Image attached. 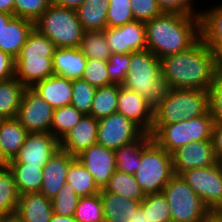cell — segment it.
Wrapping results in <instances>:
<instances>
[{
	"label": "cell",
	"instance_id": "f546056e",
	"mask_svg": "<svg viewBox=\"0 0 222 222\" xmlns=\"http://www.w3.org/2000/svg\"><path fill=\"white\" fill-rule=\"evenodd\" d=\"M151 137L143 133L137 140L124 145L115 151L116 170L134 175L141 163L142 145Z\"/></svg>",
	"mask_w": 222,
	"mask_h": 222
},
{
	"label": "cell",
	"instance_id": "8d00e7d4",
	"mask_svg": "<svg viewBox=\"0 0 222 222\" xmlns=\"http://www.w3.org/2000/svg\"><path fill=\"white\" fill-rule=\"evenodd\" d=\"M79 48L87 59L108 61L112 54L104 31H85Z\"/></svg>",
	"mask_w": 222,
	"mask_h": 222
},
{
	"label": "cell",
	"instance_id": "603a6c76",
	"mask_svg": "<svg viewBox=\"0 0 222 222\" xmlns=\"http://www.w3.org/2000/svg\"><path fill=\"white\" fill-rule=\"evenodd\" d=\"M104 222H129L140 209L141 201L113 192H100Z\"/></svg>",
	"mask_w": 222,
	"mask_h": 222
},
{
	"label": "cell",
	"instance_id": "4fadbf2b",
	"mask_svg": "<svg viewBox=\"0 0 222 222\" xmlns=\"http://www.w3.org/2000/svg\"><path fill=\"white\" fill-rule=\"evenodd\" d=\"M59 149L60 141L51 133H28L17 155L8 162L43 168Z\"/></svg>",
	"mask_w": 222,
	"mask_h": 222
},
{
	"label": "cell",
	"instance_id": "d6a6232c",
	"mask_svg": "<svg viewBox=\"0 0 222 222\" xmlns=\"http://www.w3.org/2000/svg\"><path fill=\"white\" fill-rule=\"evenodd\" d=\"M100 192H113L123 197L141 201L145 194L141 190L134 175L115 171L108 184Z\"/></svg>",
	"mask_w": 222,
	"mask_h": 222
},
{
	"label": "cell",
	"instance_id": "4316f807",
	"mask_svg": "<svg viewBox=\"0 0 222 222\" xmlns=\"http://www.w3.org/2000/svg\"><path fill=\"white\" fill-rule=\"evenodd\" d=\"M109 0H85L76 13L85 31H103L107 27Z\"/></svg>",
	"mask_w": 222,
	"mask_h": 222
},
{
	"label": "cell",
	"instance_id": "db71d44e",
	"mask_svg": "<svg viewBox=\"0 0 222 222\" xmlns=\"http://www.w3.org/2000/svg\"><path fill=\"white\" fill-rule=\"evenodd\" d=\"M0 222H23L21 217L15 212L7 215H0Z\"/></svg>",
	"mask_w": 222,
	"mask_h": 222
},
{
	"label": "cell",
	"instance_id": "83f0119b",
	"mask_svg": "<svg viewBox=\"0 0 222 222\" xmlns=\"http://www.w3.org/2000/svg\"><path fill=\"white\" fill-rule=\"evenodd\" d=\"M6 166L13 173L19 196L25 193L40 192L43 181V168L25 166L21 162H7Z\"/></svg>",
	"mask_w": 222,
	"mask_h": 222
},
{
	"label": "cell",
	"instance_id": "f5cc1de1",
	"mask_svg": "<svg viewBox=\"0 0 222 222\" xmlns=\"http://www.w3.org/2000/svg\"><path fill=\"white\" fill-rule=\"evenodd\" d=\"M0 12L14 15V0H0Z\"/></svg>",
	"mask_w": 222,
	"mask_h": 222
},
{
	"label": "cell",
	"instance_id": "5b68a950",
	"mask_svg": "<svg viewBox=\"0 0 222 222\" xmlns=\"http://www.w3.org/2000/svg\"><path fill=\"white\" fill-rule=\"evenodd\" d=\"M121 86L155 105L165 90L160 59L148 49L130 53V65Z\"/></svg>",
	"mask_w": 222,
	"mask_h": 222
},
{
	"label": "cell",
	"instance_id": "836d02e7",
	"mask_svg": "<svg viewBox=\"0 0 222 222\" xmlns=\"http://www.w3.org/2000/svg\"><path fill=\"white\" fill-rule=\"evenodd\" d=\"M19 193L13 173L7 166L0 168V215L17 211Z\"/></svg>",
	"mask_w": 222,
	"mask_h": 222
},
{
	"label": "cell",
	"instance_id": "816d5d0a",
	"mask_svg": "<svg viewBox=\"0 0 222 222\" xmlns=\"http://www.w3.org/2000/svg\"><path fill=\"white\" fill-rule=\"evenodd\" d=\"M203 222H222V211L210 210L205 216Z\"/></svg>",
	"mask_w": 222,
	"mask_h": 222
},
{
	"label": "cell",
	"instance_id": "c3c4849f",
	"mask_svg": "<svg viewBox=\"0 0 222 222\" xmlns=\"http://www.w3.org/2000/svg\"><path fill=\"white\" fill-rule=\"evenodd\" d=\"M15 59L0 50V81L15 77Z\"/></svg>",
	"mask_w": 222,
	"mask_h": 222
},
{
	"label": "cell",
	"instance_id": "52a82bcc",
	"mask_svg": "<svg viewBox=\"0 0 222 222\" xmlns=\"http://www.w3.org/2000/svg\"><path fill=\"white\" fill-rule=\"evenodd\" d=\"M214 120L209 111L193 119L172 124H153L151 137L165 151L172 154L191 142L212 139Z\"/></svg>",
	"mask_w": 222,
	"mask_h": 222
},
{
	"label": "cell",
	"instance_id": "277c9868",
	"mask_svg": "<svg viewBox=\"0 0 222 222\" xmlns=\"http://www.w3.org/2000/svg\"><path fill=\"white\" fill-rule=\"evenodd\" d=\"M209 111V92L197 89L165 88L154 105L153 124H172L205 115Z\"/></svg>",
	"mask_w": 222,
	"mask_h": 222
},
{
	"label": "cell",
	"instance_id": "6da1fadb",
	"mask_svg": "<svg viewBox=\"0 0 222 222\" xmlns=\"http://www.w3.org/2000/svg\"><path fill=\"white\" fill-rule=\"evenodd\" d=\"M160 61L165 88L209 91L217 73L215 53L201 38L188 49Z\"/></svg>",
	"mask_w": 222,
	"mask_h": 222
},
{
	"label": "cell",
	"instance_id": "4dcf8cb0",
	"mask_svg": "<svg viewBox=\"0 0 222 222\" xmlns=\"http://www.w3.org/2000/svg\"><path fill=\"white\" fill-rule=\"evenodd\" d=\"M119 84H110L96 88L90 116L99 120L117 112Z\"/></svg>",
	"mask_w": 222,
	"mask_h": 222
},
{
	"label": "cell",
	"instance_id": "e0dca14e",
	"mask_svg": "<svg viewBox=\"0 0 222 222\" xmlns=\"http://www.w3.org/2000/svg\"><path fill=\"white\" fill-rule=\"evenodd\" d=\"M173 171L181 175L189 169L212 166L218 163L212 140L191 142L172 153Z\"/></svg>",
	"mask_w": 222,
	"mask_h": 222
},
{
	"label": "cell",
	"instance_id": "bcb514c9",
	"mask_svg": "<svg viewBox=\"0 0 222 222\" xmlns=\"http://www.w3.org/2000/svg\"><path fill=\"white\" fill-rule=\"evenodd\" d=\"M208 92L209 113L214 123H222V74L216 73Z\"/></svg>",
	"mask_w": 222,
	"mask_h": 222
},
{
	"label": "cell",
	"instance_id": "91938a15",
	"mask_svg": "<svg viewBox=\"0 0 222 222\" xmlns=\"http://www.w3.org/2000/svg\"><path fill=\"white\" fill-rule=\"evenodd\" d=\"M6 164H7V161L2 157L1 151H0V166L4 167L6 166Z\"/></svg>",
	"mask_w": 222,
	"mask_h": 222
},
{
	"label": "cell",
	"instance_id": "60d3db41",
	"mask_svg": "<svg viewBox=\"0 0 222 222\" xmlns=\"http://www.w3.org/2000/svg\"><path fill=\"white\" fill-rule=\"evenodd\" d=\"M134 21L130 0H109L107 27L114 28Z\"/></svg>",
	"mask_w": 222,
	"mask_h": 222
},
{
	"label": "cell",
	"instance_id": "680465c9",
	"mask_svg": "<svg viewBox=\"0 0 222 222\" xmlns=\"http://www.w3.org/2000/svg\"><path fill=\"white\" fill-rule=\"evenodd\" d=\"M129 222H146L145 213L139 209L136 214H134Z\"/></svg>",
	"mask_w": 222,
	"mask_h": 222
},
{
	"label": "cell",
	"instance_id": "7bdbcfd3",
	"mask_svg": "<svg viewBox=\"0 0 222 222\" xmlns=\"http://www.w3.org/2000/svg\"><path fill=\"white\" fill-rule=\"evenodd\" d=\"M52 0H14V16L35 22Z\"/></svg>",
	"mask_w": 222,
	"mask_h": 222
},
{
	"label": "cell",
	"instance_id": "d6986e66",
	"mask_svg": "<svg viewBox=\"0 0 222 222\" xmlns=\"http://www.w3.org/2000/svg\"><path fill=\"white\" fill-rule=\"evenodd\" d=\"M98 120L90 115L84 117L60 141V149L77 157L97 143Z\"/></svg>",
	"mask_w": 222,
	"mask_h": 222
},
{
	"label": "cell",
	"instance_id": "e575fe53",
	"mask_svg": "<svg viewBox=\"0 0 222 222\" xmlns=\"http://www.w3.org/2000/svg\"><path fill=\"white\" fill-rule=\"evenodd\" d=\"M83 117L84 114L71 104L54 109L51 134L61 141Z\"/></svg>",
	"mask_w": 222,
	"mask_h": 222
},
{
	"label": "cell",
	"instance_id": "ee69618b",
	"mask_svg": "<svg viewBox=\"0 0 222 222\" xmlns=\"http://www.w3.org/2000/svg\"><path fill=\"white\" fill-rule=\"evenodd\" d=\"M130 65V54L112 53L107 61V73L112 84L122 85L128 66Z\"/></svg>",
	"mask_w": 222,
	"mask_h": 222
},
{
	"label": "cell",
	"instance_id": "11a10c76",
	"mask_svg": "<svg viewBox=\"0 0 222 222\" xmlns=\"http://www.w3.org/2000/svg\"><path fill=\"white\" fill-rule=\"evenodd\" d=\"M50 222H78L73 216H62L53 213Z\"/></svg>",
	"mask_w": 222,
	"mask_h": 222
},
{
	"label": "cell",
	"instance_id": "7c38bea8",
	"mask_svg": "<svg viewBox=\"0 0 222 222\" xmlns=\"http://www.w3.org/2000/svg\"><path fill=\"white\" fill-rule=\"evenodd\" d=\"M143 133L131 120L116 112L98 120L97 143L116 150L137 140Z\"/></svg>",
	"mask_w": 222,
	"mask_h": 222
},
{
	"label": "cell",
	"instance_id": "ffe728a7",
	"mask_svg": "<svg viewBox=\"0 0 222 222\" xmlns=\"http://www.w3.org/2000/svg\"><path fill=\"white\" fill-rule=\"evenodd\" d=\"M87 61L88 59L79 47H58L52 58L54 75L76 81L83 77Z\"/></svg>",
	"mask_w": 222,
	"mask_h": 222
},
{
	"label": "cell",
	"instance_id": "ba28073f",
	"mask_svg": "<svg viewBox=\"0 0 222 222\" xmlns=\"http://www.w3.org/2000/svg\"><path fill=\"white\" fill-rule=\"evenodd\" d=\"M172 154L150 137L143 145L141 163L134 176L144 194L162 193L174 176Z\"/></svg>",
	"mask_w": 222,
	"mask_h": 222
},
{
	"label": "cell",
	"instance_id": "74e56055",
	"mask_svg": "<svg viewBox=\"0 0 222 222\" xmlns=\"http://www.w3.org/2000/svg\"><path fill=\"white\" fill-rule=\"evenodd\" d=\"M73 217L78 222H104L100 193L79 197Z\"/></svg>",
	"mask_w": 222,
	"mask_h": 222
},
{
	"label": "cell",
	"instance_id": "7dc6e473",
	"mask_svg": "<svg viewBox=\"0 0 222 222\" xmlns=\"http://www.w3.org/2000/svg\"><path fill=\"white\" fill-rule=\"evenodd\" d=\"M163 13H180L200 17L202 11L195 10L193 0H156ZM198 0H196L197 2ZM198 10V11H197Z\"/></svg>",
	"mask_w": 222,
	"mask_h": 222
},
{
	"label": "cell",
	"instance_id": "2e32d148",
	"mask_svg": "<svg viewBox=\"0 0 222 222\" xmlns=\"http://www.w3.org/2000/svg\"><path fill=\"white\" fill-rule=\"evenodd\" d=\"M77 159L92 174L100 190L105 188L116 171L115 151L98 143L84 150Z\"/></svg>",
	"mask_w": 222,
	"mask_h": 222
},
{
	"label": "cell",
	"instance_id": "b9f144b4",
	"mask_svg": "<svg viewBox=\"0 0 222 222\" xmlns=\"http://www.w3.org/2000/svg\"><path fill=\"white\" fill-rule=\"evenodd\" d=\"M82 79L96 88L112 84L107 73V61L88 59Z\"/></svg>",
	"mask_w": 222,
	"mask_h": 222
},
{
	"label": "cell",
	"instance_id": "cb8c5ba5",
	"mask_svg": "<svg viewBox=\"0 0 222 222\" xmlns=\"http://www.w3.org/2000/svg\"><path fill=\"white\" fill-rule=\"evenodd\" d=\"M16 213L23 222H50L53 215L51 199L40 192L22 194Z\"/></svg>",
	"mask_w": 222,
	"mask_h": 222
},
{
	"label": "cell",
	"instance_id": "f1b7e54d",
	"mask_svg": "<svg viewBox=\"0 0 222 222\" xmlns=\"http://www.w3.org/2000/svg\"><path fill=\"white\" fill-rule=\"evenodd\" d=\"M26 89L16 77L0 81V116L3 119L16 118Z\"/></svg>",
	"mask_w": 222,
	"mask_h": 222
},
{
	"label": "cell",
	"instance_id": "7a4b0ae2",
	"mask_svg": "<svg viewBox=\"0 0 222 222\" xmlns=\"http://www.w3.org/2000/svg\"><path fill=\"white\" fill-rule=\"evenodd\" d=\"M147 49L159 59L180 53L200 38V17L163 13L145 23Z\"/></svg>",
	"mask_w": 222,
	"mask_h": 222
},
{
	"label": "cell",
	"instance_id": "f35d334b",
	"mask_svg": "<svg viewBox=\"0 0 222 222\" xmlns=\"http://www.w3.org/2000/svg\"><path fill=\"white\" fill-rule=\"evenodd\" d=\"M96 87L90 85L82 78L72 81V101L78 111L84 115H90L92 102L95 96Z\"/></svg>",
	"mask_w": 222,
	"mask_h": 222
},
{
	"label": "cell",
	"instance_id": "3957f363",
	"mask_svg": "<svg viewBox=\"0 0 222 222\" xmlns=\"http://www.w3.org/2000/svg\"><path fill=\"white\" fill-rule=\"evenodd\" d=\"M55 44L37 29L29 33L15 59V77L27 88L54 74L52 58Z\"/></svg>",
	"mask_w": 222,
	"mask_h": 222
},
{
	"label": "cell",
	"instance_id": "44dd1931",
	"mask_svg": "<svg viewBox=\"0 0 222 222\" xmlns=\"http://www.w3.org/2000/svg\"><path fill=\"white\" fill-rule=\"evenodd\" d=\"M31 89L54 109L67 106L72 101V81L66 77L52 75L35 83Z\"/></svg>",
	"mask_w": 222,
	"mask_h": 222
},
{
	"label": "cell",
	"instance_id": "681fc988",
	"mask_svg": "<svg viewBox=\"0 0 222 222\" xmlns=\"http://www.w3.org/2000/svg\"><path fill=\"white\" fill-rule=\"evenodd\" d=\"M214 153L219 162H222V123H214L212 131Z\"/></svg>",
	"mask_w": 222,
	"mask_h": 222
},
{
	"label": "cell",
	"instance_id": "ab89813d",
	"mask_svg": "<svg viewBox=\"0 0 222 222\" xmlns=\"http://www.w3.org/2000/svg\"><path fill=\"white\" fill-rule=\"evenodd\" d=\"M79 196L74 188L65 184L57 195L51 199L53 213L62 216H74Z\"/></svg>",
	"mask_w": 222,
	"mask_h": 222
},
{
	"label": "cell",
	"instance_id": "9a60e30c",
	"mask_svg": "<svg viewBox=\"0 0 222 222\" xmlns=\"http://www.w3.org/2000/svg\"><path fill=\"white\" fill-rule=\"evenodd\" d=\"M117 105L118 113L131 120L144 133L151 134L154 121V105L151 102L121 86Z\"/></svg>",
	"mask_w": 222,
	"mask_h": 222
},
{
	"label": "cell",
	"instance_id": "30bf717a",
	"mask_svg": "<svg viewBox=\"0 0 222 222\" xmlns=\"http://www.w3.org/2000/svg\"><path fill=\"white\" fill-rule=\"evenodd\" d=\"M209 210L222 208V162L189 169L180 175Z\"/></svg>",
	"mask_w": 222,
	"mask_h": 222
},
{
	"label": "cell",
	"instance_id": "8fae6325",
	"mask_svg": "<svg viewBox=\"0 0 222 222\" xmlns=\"http://www.w3.org/2000/svg\"><path fill=\"white\" fill-rule=\"evenodd\" d=\"M53 112L54 108L50 104L27 88L16 119L29 133H51Z\"/></svg>",
	"mask_w": 222,
	"mask_h": 222
},
{
	"label": "cell",
	"instance_id": "1f68e13d",
	"mask_svg": "<svg viewBox=\"0 0 222 222\" xmlns=\"http://www.w3.org/2000/svg\"><path fill=\"white\" fill-rule=\"evenodd\" d=\"M66 183L71 185L79 197L92 196L100 193L92 174L76 158L69 166Z\"/></svg>",
	"mask_w": 222,
	"mask_h": 222
},
{
	"label": "cell",
	"instance_id": "d590c367",
	"mask_svg": "<svg viewBox=\"0 0 222 222\" xmlns=\"http://www.w3.org/2000/svg\"><path fill=\"white\" fill-rule=\"evenodd\" d=\"M169 207L163 193L146 194L140 203L146 222H172Z\"/></svg>",
	"mask_w": 222,
	"mask_h": 222
},
{
	"label": "cell",
	"instance_id": "484cf974",
	"mask_svg": "<svg viewBox=\"0 0 222 222\" xmlns=\"http://www.w3.org/2000/svg\"><path fill=\"white\" fill-rule=\"evenodd\" d=\"M28 133L16 118L2 120L0 124V151L7 162L17 155Z\"/></svg>",
	"mask_w": 222,
	"mask_h": 222
},
{
	"label": "cell",
	"instance_id": "5bb4252c",
	"mask_svg": "<svg viewBox=\"0 0 222 222\" xmlns=\"http://www.w3.org/2000/svg\"><path fill=\"white\" fill-rule=\"evenodd\" d=\"M103 31L111 53L130 54L147 49L143 22L134 20L119 27H106Z\"/></svg>",
	"mask_w": 222,
	"mask_h": 222
},
{
	"label": "cell",
	"instance_id": "7402d4cb",
	"mask_svg": "<svg viewBox=\"0 0 222 222\" xmlns=\"http://www.w3.org/2000/svg\"><path fill=\"white\" fill-rule=\"evenodd\" d=\"M33 28V21L14 16L0 32V50L16 59Z\"/></svg>",
	"mask_w": 222,
	"mask_h": 222
},
{
	"label": "cell",
	"instance_id": "6f0895ef",
	"mask_svg": "<svg viewBox=\"0 0 222 222\" xmlns=\"http://www.w3.org/2000/svg\"><path fill=\"white\" fill-rule=\"evenodd\" d=\"M14 17L12 14L0 12V32L2 28Z\"/></svg>",
	"mask_w": 222,
	"mask_h": 222
},
{
	"label": "cell",
	"instance_id": "8992f818",
	"mask_svg": "<svg viewBox=\"0 0 222 222\" xmlns=\"http://www.w3.org/2000/svg\"><path fill=\"white\" fill-rule=\"evenodd\" d=\"M34 28L58 47L77 48L85 30L79 22L76 10L51 3L34 22Z\"/></svg>",
	"mask_w": 222,
	"mask_h": 222
},
{
	"label": "cell",
	"instance_id": "d4e9b609",
	"mask_svg": "<svg viewBox=\"0 0 222 222\" xmlns=\"http://www.w3.org/2000/svg\"><path fill=\"white\" fill-rule=\"evenodd\" d=\"M218 4L201 9L200 15V38L214 53L222 47V2Z\"/></svg>",
	"mask_w": 222,
	"mask_h": 222
},
{
	"label": "cell",
	"instance_id": "f6af8a7d",
	"mask_svg": "<svg viewBox=\"0 0 222 222\" xmlns=\"http://www.w3.org/2000/svg\"><path fill=\"white\" fill-rule=\"evenodd\" d=\"M130 5L135 21L146 23L163 14L156 0H130Z\"/></svg>",
	"mask_w": 222,
	"mask_h": 222
},
{
	"label": "cell",
	"instance_id": "ac0fdd59",
	"mask_svg": "<svg viewBox=\"0 0 222 222\" xmlns=\"http://www.w3.org/2000/svg\"><path fill=\"white\" fill-rule=\"evenodd\" d=\"M77 157L61 149L43 167V181L40 193L48 199L54 198L66 184L67 171Z\"/></svg>",
	"mask_w": 222,
	"mask_h": 222
},
{
	"label": "cell",
	"instance_id": "f907efd6",
	"mask_svg": "<svg viewBox=\"0 0 222 222\" xmlns=\"http://www.w3.org/2000/svg\"><path fill=\"white\" fill-rule=\"evenodd\" d=\"M85 0H52L55 5L76 10Z\"/></svg>",
	"mask_w": 222,
	"mask_h": 222
},
{
	"label": "cell",
	"instance_id": "9f6ffc18",
	"mask_svg": "<svg viewBox=\"0 0 222 222\" xmlns=\"http://www.w3.org/2000/svg\"><path fill=\"white\" fill-rule=\"evenodd\" d=\"M216 71L222 74V47L215 53Z\"/></svg>",
	"mask_w": 222,
	"mask_h": 222
},
{
	"label": "cell",
	"instance_id": "9c48e42d",
	"mask_svg": "<svg viewBox=\"0 0 222 222\" xmlns=\"http://www.w3.org/2000/svg\"><path fill=\"white\" fill-rule=\"evenodd\" d=\"M162 193L170 206L172 222H203L210 211L180 175H174Z\"/></svg>",
	"mask_w": 222,
	"mask_h": 222
}]
</instances>
